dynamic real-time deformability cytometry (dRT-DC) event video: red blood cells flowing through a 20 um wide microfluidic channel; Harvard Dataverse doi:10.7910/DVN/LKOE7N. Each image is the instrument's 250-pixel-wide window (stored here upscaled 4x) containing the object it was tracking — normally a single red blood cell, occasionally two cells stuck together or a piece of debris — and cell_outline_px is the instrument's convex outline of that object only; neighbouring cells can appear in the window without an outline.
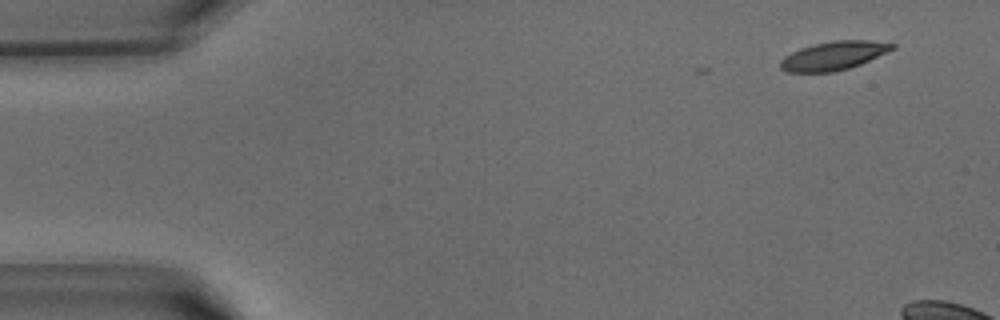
{"species": "common noctule bat (a hibernating species)", "species_latin": "Nyctalus noctula", "temperature_condition": "warm", "stored_images_in_passage": 5, "camera_frame_rate_fps": 3000, "um_per_image_px": 0.085, "animal": {"sex": "male", "body_mass_g": 15.6}, "frame": {"image": 1, "passage_image": 1, "time_ms": 0.0, "image_size_px": [1000, 320], "cell_outline_px": [[896, 48], [860, 64], [848, 68], [832, 72], [784, 72], [780, 68], [780, 60], [784, 56], [800, 48], [812, 44], [832, 40], [868, 40], [896, 44]], "centroid_in_image_um": [70.83, 4.73], "position_along_channel_um": 14.2, "area_um2": 18.73}}